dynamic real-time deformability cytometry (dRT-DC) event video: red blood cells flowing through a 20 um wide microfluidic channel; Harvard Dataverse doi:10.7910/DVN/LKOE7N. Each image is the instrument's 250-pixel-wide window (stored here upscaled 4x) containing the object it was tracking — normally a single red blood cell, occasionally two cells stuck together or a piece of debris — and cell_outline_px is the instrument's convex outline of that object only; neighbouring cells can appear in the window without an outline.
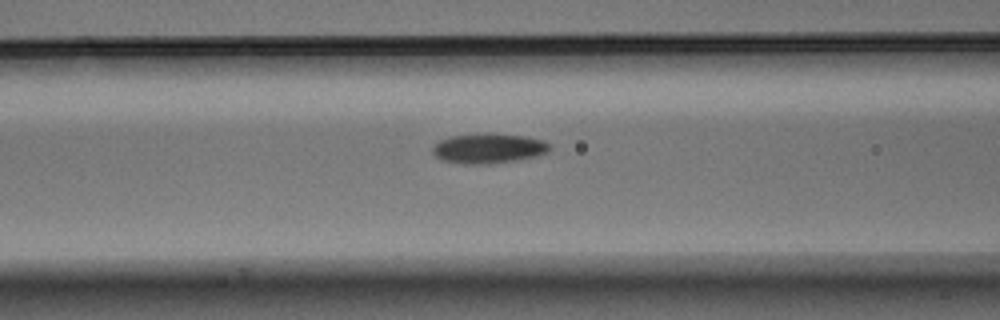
{"species": "Egyptian fruit bat (a non-hibernating species)", "species_latin": "Rousettus aegyptiacus", "temperature_condition": "warm", "stored_images_in_passage": 5, "camera_frame_rate_fps": 3000, "um_per_image_px": 0.085, "animal": {"sex": "male"}, "frame": {"image": 1, "passage_image": 5, "time_ms": 1.333, "image_size_px": [1000, 320], "cell_outline_px": [[552, 148], [548, 152], [536, 156], [516, 160], [488, 164], [464, 164], [440, 160], [432, 152], [432, 148], [440, 140], [452, 136], [488, 132], [524, 136], [544, 140], [552, 144]], "centroid_in_image_um": [41.56, 12.6], "position_along_channel_um": 125.0, "area_um2": 20.69}}